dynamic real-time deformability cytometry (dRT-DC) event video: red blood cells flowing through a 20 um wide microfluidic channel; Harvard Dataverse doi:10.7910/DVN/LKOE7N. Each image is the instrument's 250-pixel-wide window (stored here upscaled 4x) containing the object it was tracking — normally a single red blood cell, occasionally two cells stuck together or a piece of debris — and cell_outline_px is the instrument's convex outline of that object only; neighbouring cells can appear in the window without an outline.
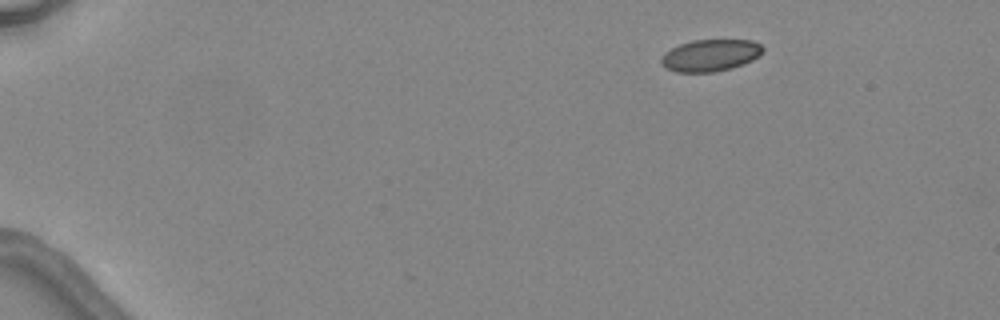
{"species": "common noctule bat (a hibernating species)", "species_latin": "Nyctalus noctula", "temperature_condition": "warm", "stored_images_in_passage": 2, "camera_frame_rate_fps": 3000, "um_per_image_px": 0.085, "animal": {"sex": "female", "body_mass_g": 24.6, "forearm_length_mm": 56.2}, "frame": {"image": 1, "passage_image": 1, "time_ms": 0.0, "image_size_px": [1000, 320], "cell_outline_px": [[764, 48], [752, 60], [732, 68], [716, 72], [676, 72], [660, 64], [660, 60], [664, 52], [680, 44], [692, 40], [752, 40], [760, 44]], "centroid_in_image_um": [60.34, 4.7], "position_along_channel_um": 24.7, "area_um2": 18.79}}